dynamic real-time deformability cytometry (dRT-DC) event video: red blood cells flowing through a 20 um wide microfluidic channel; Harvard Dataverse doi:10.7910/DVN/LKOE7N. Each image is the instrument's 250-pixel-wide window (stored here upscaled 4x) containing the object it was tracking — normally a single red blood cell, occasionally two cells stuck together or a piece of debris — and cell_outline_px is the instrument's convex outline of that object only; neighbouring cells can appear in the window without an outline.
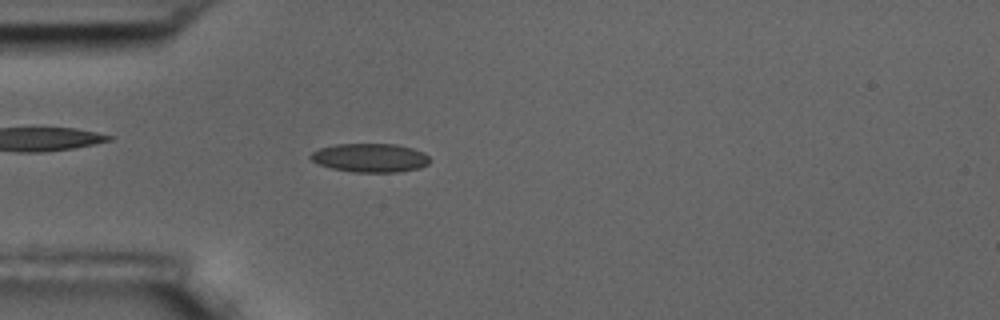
{"species": "common noctule bat (a hibernating species)", "species_latin": "Nyctalus noctula", "temperature_condition": "room temperature", "stored_images_in_passage": 5, "camera_frame_rate_fps": 3000, "um_per_image_px": 0.085, "animal": {"sex": "male", "body_mass_g": 17.5, "forearm_length_mm": 52.3}, "frame": {"image": 1, "passage_image": 5, "time_ms": 5.333, "image_size_px": [1000, 320], "cell_outline_px": [[428, 164], [420, 168], [396, 172], [352, 172], [332, 168], [320, 164], [312, 160], [308, 156], [312, 152], [320, 148], [336, 144], [396, 144], [412, 148], [424, 152], [428, 156]], "centroid_in_image_um": [31.46, 13.41], "position_along_channel_um": 53.5, "area_um2": 19.88}}